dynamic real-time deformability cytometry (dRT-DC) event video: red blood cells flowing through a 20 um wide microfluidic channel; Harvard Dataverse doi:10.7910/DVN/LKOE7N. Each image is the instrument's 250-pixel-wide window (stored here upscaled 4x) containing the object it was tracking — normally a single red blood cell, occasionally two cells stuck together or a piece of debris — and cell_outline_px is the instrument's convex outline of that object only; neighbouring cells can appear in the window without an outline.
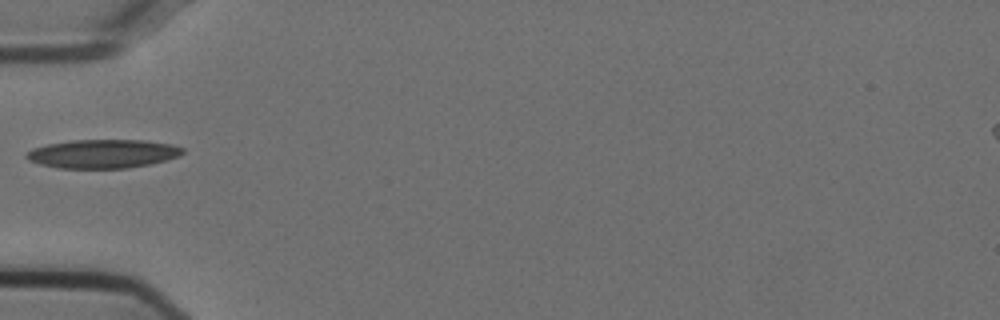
{"species": "Egyptian fruit bat (a non-hibernating species)", "species_latin": "Rousettus aegyptiacus", "temperature_condition": "cold", "stored_images_in_passage": 5, "camera_frame_rate_fps": 3000, "um_per_image_px": 0.085, "animal": {"sex": "female"}, "frame": {"image": 1, "passage_image": 1, "time_ms": 0.0, "image_size_px": [1000, 320], "cell_outline_px": [[184, 152], [180, 156], [148, 164], [124, 168], [60, 168], [40, 164], [28, 160], [24, 156], [32, 148], [48, 144], [72, 140], [144, 140], [172, 144], [184, 148]], "centroid_in_image_um": [8.74, 13.06], "position_along_channel_um": 76.3, "area_um2": 26.01}}